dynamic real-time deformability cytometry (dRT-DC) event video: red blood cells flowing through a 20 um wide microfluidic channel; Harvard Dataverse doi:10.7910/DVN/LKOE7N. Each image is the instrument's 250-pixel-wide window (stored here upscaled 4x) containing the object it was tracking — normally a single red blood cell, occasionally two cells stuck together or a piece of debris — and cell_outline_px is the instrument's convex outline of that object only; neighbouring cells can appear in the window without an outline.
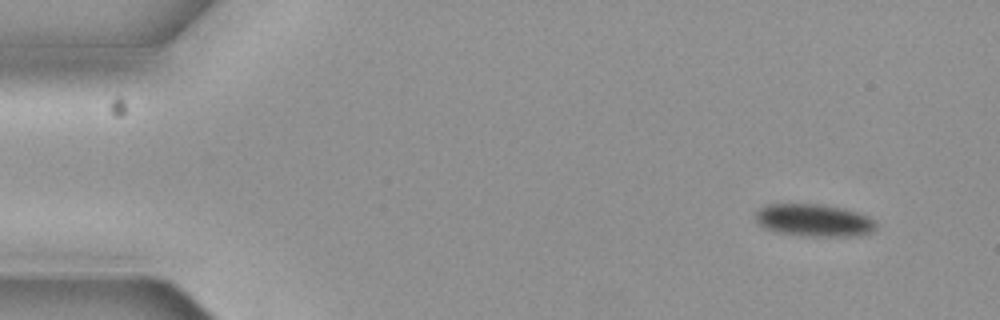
{"species": "common noctule bat (a hibernating species)", "species_latin": "Nyctalus noctula", "temperature_condition": "cold", "stored_images_in_passage": 6, "camera_frame_rate_fps": 3000, "um_per_image_px": 0.085, "animal": {"sex": "female", "body_mass_g": 19.3, "forearm_length_mm": 54.1}, "frame": {"image": 1, "passage_image": 1, "time_ms": 0.0, "image_size_px": [1000, 320], "cell_outline_px": [[876, 228], [868, 232], [848, 236], [812, 236], [780, 232], [764, 228], [756, 220], [756, 212], [760, 208], [768, 204], [824, 204], [844, 208], [868, 216], [876, 224]], "centroid_in_image_um": [69.17, 18.7], "position_along_channel_um": 15.8, "area_um2": 22.37}}
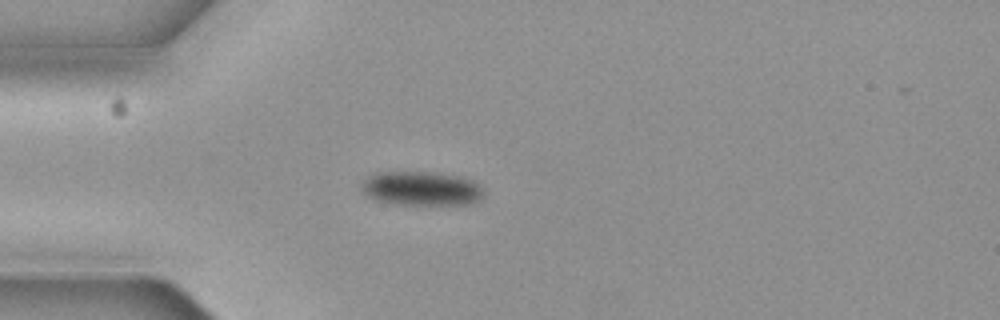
{"frame": {"image": 2, "passage_image": 4, "time_ms": 1.0, "image_size_px": [1000, 320], "cell_outline_px": [[484, 196], [472, 204], [400, 204], [376, 200], [368, 196], [364, 192], [360, 184], [372, 172], [432, 172], [460, 176], [472, 180], [484, 188]], "centroid_in_image_um": [35.84, 16.01], "position_along_channel_um": 49.2, "area_um2": 24.39}}